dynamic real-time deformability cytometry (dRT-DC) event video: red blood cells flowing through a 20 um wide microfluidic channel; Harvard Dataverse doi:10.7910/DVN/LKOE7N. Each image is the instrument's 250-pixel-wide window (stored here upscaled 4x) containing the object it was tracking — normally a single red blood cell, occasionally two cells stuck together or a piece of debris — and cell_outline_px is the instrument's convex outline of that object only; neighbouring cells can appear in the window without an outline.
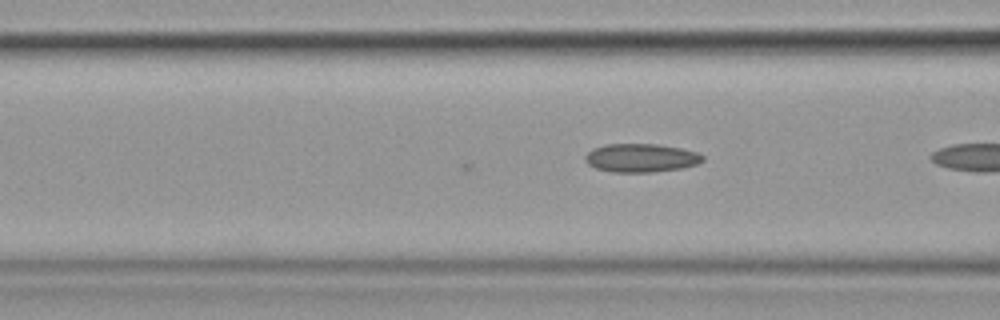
{"species": "common noctule bat (a hibernating species)", "species_latin": "Nyctalus noctula", "temperature_condition": "cold", "stored_images_in_passage": 6, "camera_frame_rate_fps": 3000, "um_per_image_px": 0.085, "animal": {"sex": "female", "body_mass_g": 19.9}, "frame": {"image": 1, "passage_image": 6, "time_ms": 1.667, "image_size_px": [1000, 320], "cell_outline_px": [[704, 160], [696, 164], [680, 168], [652, 172], [612, 172], [596, 168], [588, 164], [584, 160], [584, 156], [592, 148], [604, 144], [656, 144], [680, 148], [696, 152], [704, 156]], "centroid_in_image_um": [54.44, 13.42], "position_along_channel_um": 112.2, "area_um2": 19.48}}